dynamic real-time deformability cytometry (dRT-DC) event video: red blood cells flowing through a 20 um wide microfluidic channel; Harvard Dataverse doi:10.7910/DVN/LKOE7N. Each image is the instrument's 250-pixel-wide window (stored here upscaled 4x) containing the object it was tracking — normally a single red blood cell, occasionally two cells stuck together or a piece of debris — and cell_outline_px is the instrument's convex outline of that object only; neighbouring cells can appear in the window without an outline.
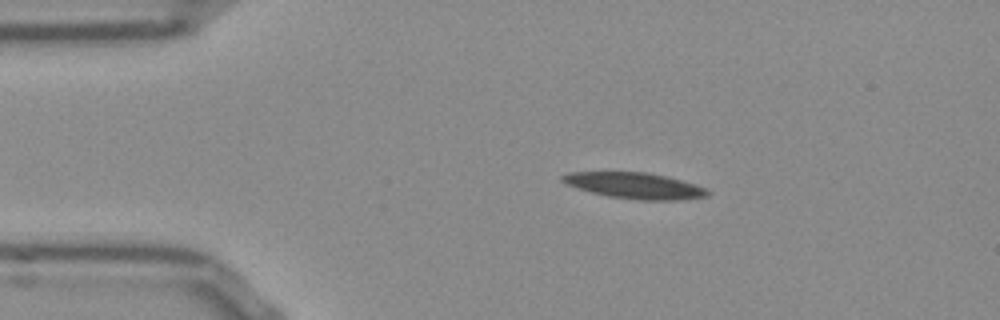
{"species": "Egyptian fruit bat (a non-hibernating species)", "species_latin": "Rousettus aegyptiacus", "temperature_condition": "room temperature", "stored_images_in_passage": 44, "camera_frame_rate_fps": 3000, "um_per_image_px": 0.085, "frame": {"image": 1, "passage_image": 1, "time_ms": 0.0, "image_size_px": [1000, 320], "cell_outline_px": [[712, 192], [708, 196], [680, 200], [640, 200], [608, 196], [592, 192], [568, 184], [560, 180], [560, 176], [572, 172], [644, 172], [664, 176], [696, 184], [708, 188]], "centroid_in_image_um": [54.02, 15.78], "position_along_channel_um": 31.0, "area_um2": 21.85}}
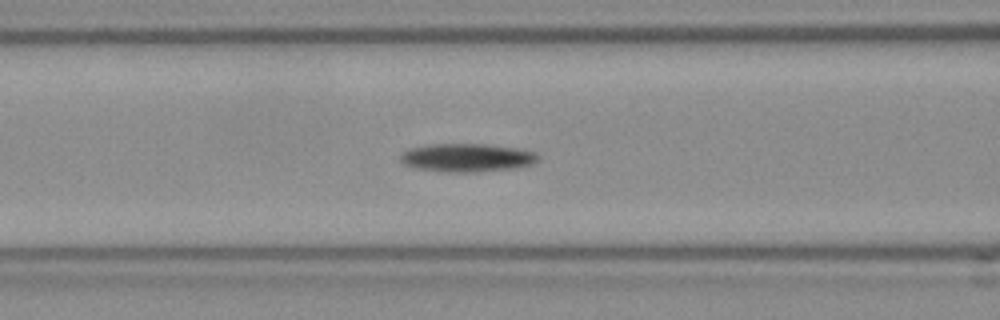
{"frame": {"image": 2, "passage_image": 12, "time_ms": 3.667, "image_size_px": [1000, 320], "cell_outline_px": [[536, 160], [532, 164], [512, 168], [464, 172], [452, 172], [416, 168], [400, 160], [400, 156], [404, 152], [412, 148], [432, 144], [484, 144], [516, 148], [536, 152]], "centroid_in_image_um": [39.69, 13.39], "position_along_channel_um": 126.9, "area_um2": 21.96}}
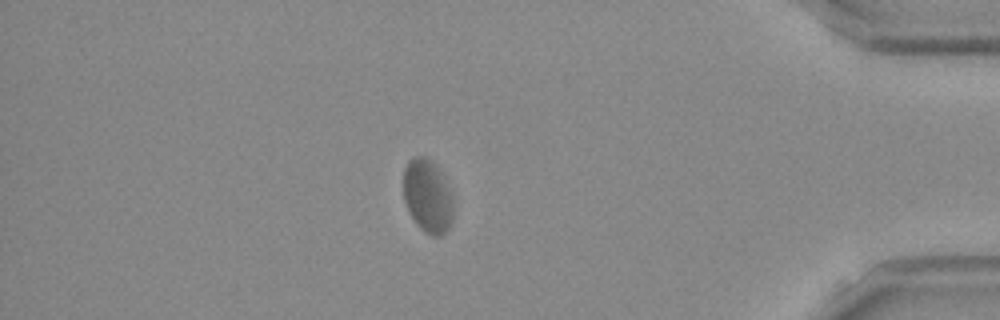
{"frame": {"image": 3, "passage_image": 37, "time_ms": 12.0, "image_size_px": [1000, 320], "cell_outline_px": [[452, 220], [448, 228], [440, 236], [432, 236], [424, 232], [416, 224], [404, 200], [404, 168], [408, 160], [412, 156], [424, 156], [432, 160], [452, 196]], "centroid_in_image_um": [36.32, 16.67], "position_along_channel_um": 398.9, "area_um2": 20.92}}